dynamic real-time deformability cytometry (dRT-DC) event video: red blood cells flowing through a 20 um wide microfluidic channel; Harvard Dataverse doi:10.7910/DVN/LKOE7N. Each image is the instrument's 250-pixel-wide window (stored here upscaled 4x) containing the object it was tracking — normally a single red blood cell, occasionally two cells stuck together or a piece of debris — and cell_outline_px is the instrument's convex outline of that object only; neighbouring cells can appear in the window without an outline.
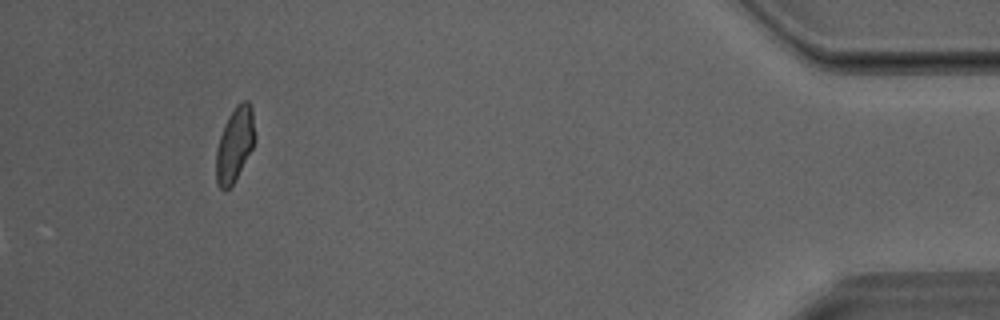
{"species": "Egyptian fruit bat (a non-hibernating species)", "species_latin": "Rousettus aegyptiacus", "temperature_condition": "room temperature", "stored_images_in_passage": 39, "camera_frame_rate_fps": 3000, "um_per_image_px": 0.085, "animal": {"sex": "male"}, "frame": {"image": 1, "passage_image": 39, "time_ms": 12.667, "image_size_px": [1000, 320], "cell_outline_px": [[256, 140], [252, 148], [232, 184], [224, 192], [216, 184], [216, 148], [224, 124], [228, 116], [236, 104], [240, 100], [248, 100], [252, 108], [256, 136]], "centroid_in_image_um": [19.95, 12.23], "position_along_channel_um": 415.2, "area_um2": 16.94}}